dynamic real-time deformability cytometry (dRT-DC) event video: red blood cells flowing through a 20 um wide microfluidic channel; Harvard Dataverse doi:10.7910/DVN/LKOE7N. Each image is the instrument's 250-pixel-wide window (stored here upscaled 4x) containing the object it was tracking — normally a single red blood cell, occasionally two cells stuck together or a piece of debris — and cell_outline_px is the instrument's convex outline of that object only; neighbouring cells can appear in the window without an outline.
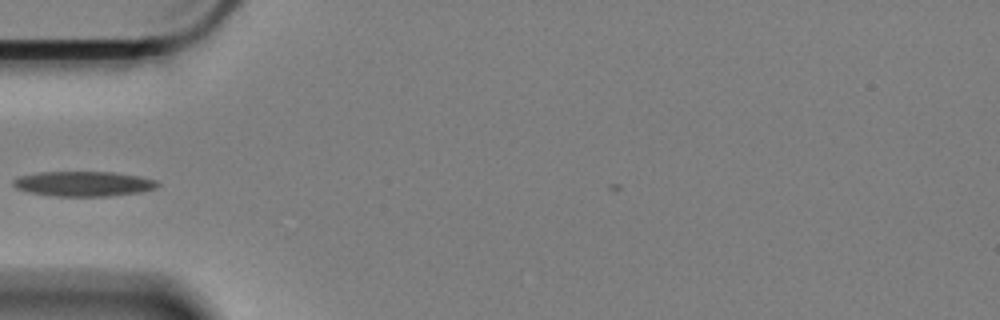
{"species": "Egyptian fruit bat (a non-hibernating species)", "species_latin": "Rousettus aegyptiacus", "temperature_condition": "cold", "stored_images_in_passage": 36, "camera_frame_rate_fps": 3000, "um_per_image_px": 0.085, "animal": {"sex": "female"}, "frame": {"image": 1, "passage_image": 1, "time_ms": 0.0, "image_size_px": [1000, 320], "cell_outline_px": [[160, 184], [156, 188], [140, 192], [108, 196], [48, 196], [28, 192], [16, 188], [12, 184], [12, 180], [20, 176], [36, 172], [112, 172], [140, 176], [156, 180]], "centroid_in_image_um": [7.07, 15.62], "position_along_channel_um": 77.9, "area_um2": 21.15}}
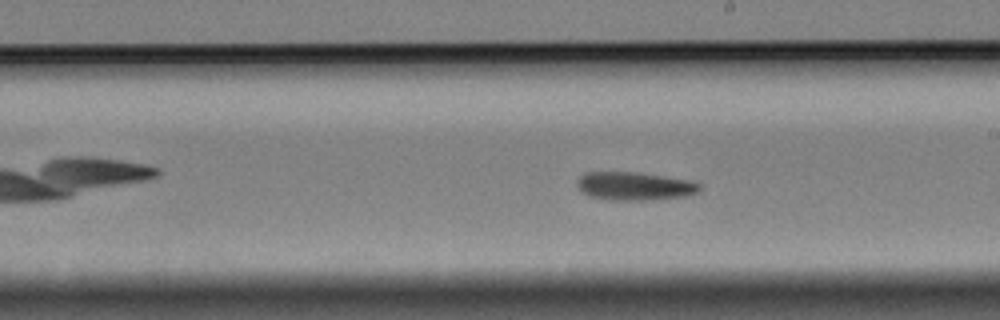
{"frame": {"image": 2, "passage_image": 15, "time_ms": 4.667, "image_size_px": [1000, 320], "cell_outline_px": [[700, 192], [688, 196], [652, 200], [608, 200], [588, 196], [580, 192], [576, 184], [576, 180], [584, 172], [636, 172], [692, 180], [700, 184]], "centroid_in_image_um": [53.92, 15.83], "position_along_channel_um": 235.1, "area_um2": 20.63}}
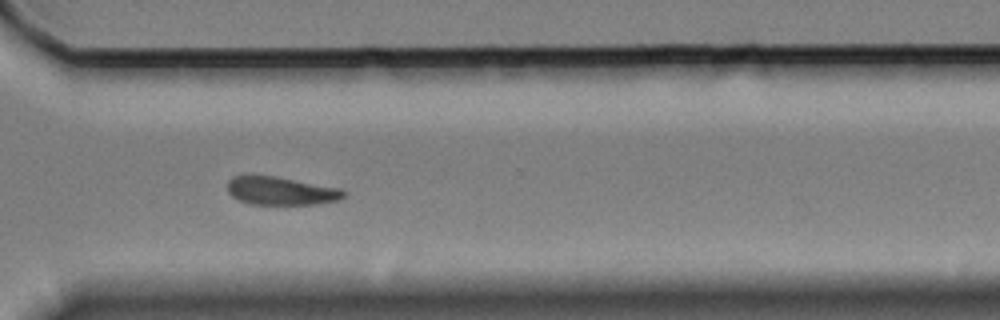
{"frame": {"image": 3, "passage_image": 25, "time_ms": 8.0, "image_size_px": [1000, 320], "cell_outline_px": [[348, 192], [340, 200], [316, 204], [248, 204], [232, 196], [228, 192], [228, 180], [232, 176], [276, 176], [340, 188]], "centroid_in_image_um": [23.91, 16.23], "position_along_channel_um": 346.7, "area_um2": 19.07}}